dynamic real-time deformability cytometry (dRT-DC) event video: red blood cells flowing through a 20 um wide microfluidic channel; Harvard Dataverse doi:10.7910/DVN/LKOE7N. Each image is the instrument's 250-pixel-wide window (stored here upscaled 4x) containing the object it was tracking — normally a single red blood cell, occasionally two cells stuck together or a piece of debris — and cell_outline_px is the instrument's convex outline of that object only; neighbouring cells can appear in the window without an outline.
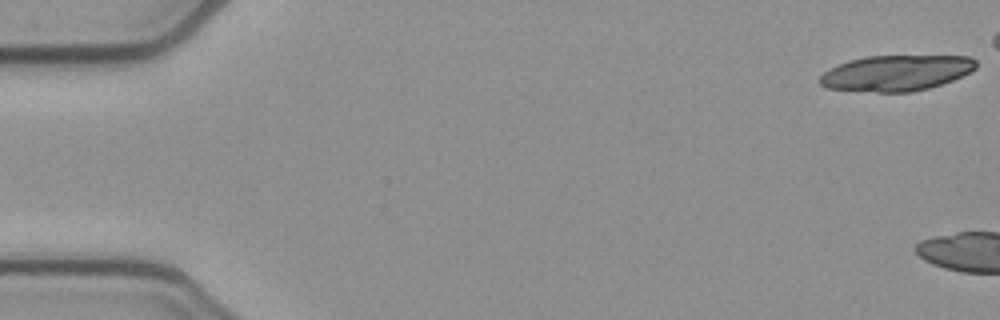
{"species": "common noctule bat (a hibernating species)", "species_latin": "Nyctalus noctula", "temperature_condition": "cold", "stored_images_in_passage": 5, "camera_frame_rate_fps": 3000, "um_per_image_px": 0.085, "animal": {"sex": "female", "body_mass_g": 21.9}, "frame": {"image": 1, "passage_image": 1, "time_ms": 0.0, "image_size_px": [1000, 320], "cell_outline_px": [[976, 68], [952, 80], [928, 88], [912, 92], [876, 92], [824, 88], [816, 80], [828, 68], [848, 60], [868, 56], [968, 56], [976, 60]], "centroid_in_image_um": [76.1, 6.2], "position_along_channel_um": 8.9, "area_um2": 32.54}}